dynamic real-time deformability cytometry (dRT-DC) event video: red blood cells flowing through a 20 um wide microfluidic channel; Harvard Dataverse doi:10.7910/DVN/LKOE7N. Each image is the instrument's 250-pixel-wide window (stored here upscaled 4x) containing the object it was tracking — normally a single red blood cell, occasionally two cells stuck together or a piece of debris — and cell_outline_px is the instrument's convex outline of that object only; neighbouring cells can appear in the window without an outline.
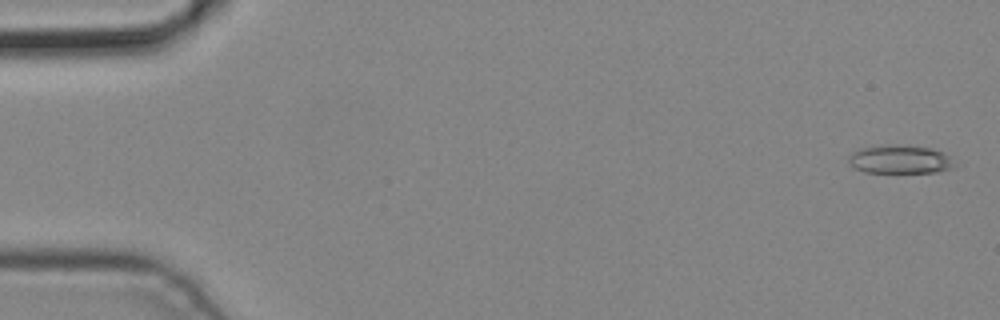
{"species": "common noctule bat (a hibernating species)", "species_latin": "Nyctalus noctula", "temperature_condition": "cold", "stored_images_in_passage": 6, "camera_frame_rate_fps": 3000, "um_per_image_px": 0.085, "animal": {"sex": "male", "body_mass_g": 19.2, "forearm_length_mm": 51.8}, "frame": {"image": 1, "passage_image": 1, "time_ms": 0.0, "image_size_px": [1000, 320], "cell_outline_px": [[956, 164], [952, 168], [936, 172], [864, 172], [856, 168], [848, 160], [848, 156], [852, 152], [864, 148], [932, 148], [944, 152]], "centroid_in_image_um": [76.55, 13.61], "position_along_channel_um": 8.5, "area_um2": 16.36}}